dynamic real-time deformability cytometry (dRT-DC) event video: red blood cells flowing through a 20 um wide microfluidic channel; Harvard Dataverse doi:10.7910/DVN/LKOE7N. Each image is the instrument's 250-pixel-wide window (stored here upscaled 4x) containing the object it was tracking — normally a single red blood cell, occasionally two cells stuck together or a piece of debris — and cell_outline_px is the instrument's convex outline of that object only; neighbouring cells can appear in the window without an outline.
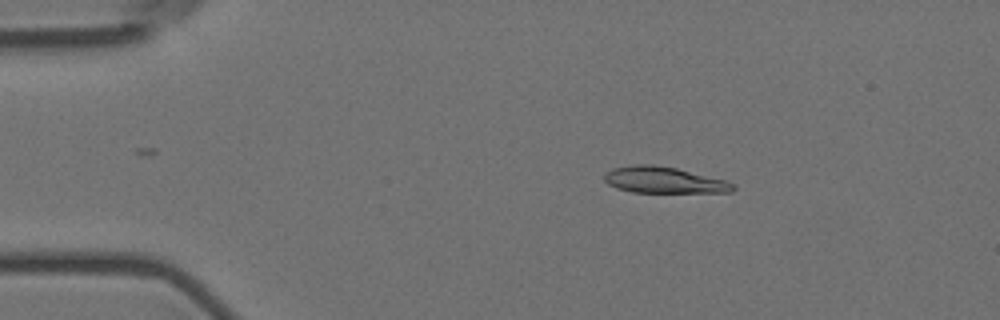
{"species": "Egyptian fruit bat (a non-hibernating species)", "species_latin": "Rousettus aegyptiacus", "temperature_condition": "room temperature", "stored_images_in_passage": 29, "camera_frame_rate_fps": 3000, "um_per_image_px": 0.085, "animal": {"sex": "female"}, "frame": {"image": 1, "passage_image": 9, "time_ms": 2.667, "image_size_px": [1000, 320], "cell_outline_px": [[736, 188], [732, 192], [632, 192], [616, 188], [608, 184], [604, 180], [604, 176], [612, 168], [636, 164], [652, 164], [676, 168], [728, 180], [736, 184]], "centroid_in_image_um": [56.47, 15.3], "position_along_channel_um": 28.5, "area_um2": 19.83}}
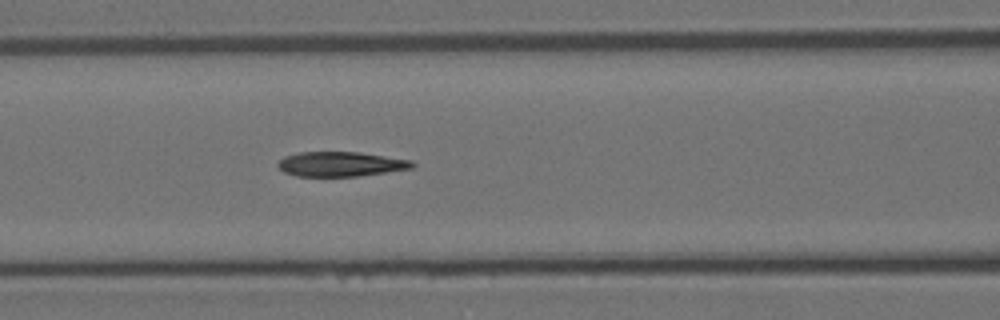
{"frame": {"image": 2, "passage_image": 23, "time_ms": 7.333, "image_size_px": [1000, 320], "cell_outline_px": [[416, 164], [412, 168], [356, 176], [296, 176], [284, 172], [276, 164], [284, 156], [300, 152], [360, 152], [412, 160]], "centroid_in_image_um": [28.95, 13.94], "position_along_channel_um": 137.7, "area_um2": 19.25}}
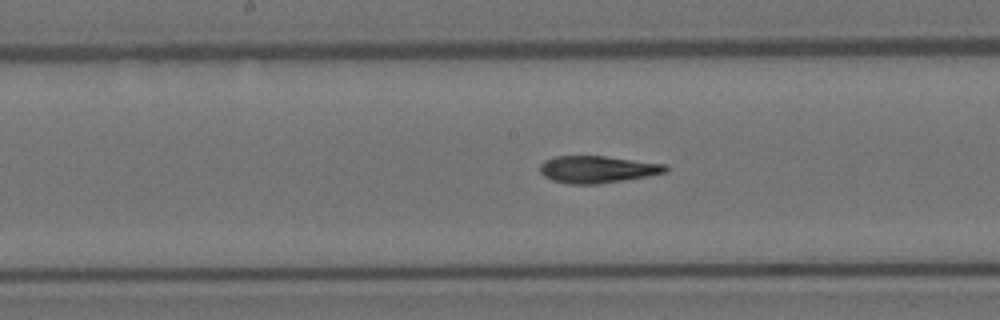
{"frame": {"image": 3, "passage_image": 28, "time_ms": 9.0, "image_size_px": [1000, 320], "cell_outline_px": [[668, 172], [648, 176], [600, 184], [568, 184], [552, 180], [544, 176], [540, 172], [540, 164], [544, 160], [556, 156], [604, 156], [668, 164]], "centroid_in_image_um": [50.8, 14.4], "position_along_channel_um": 197.4, "area_um2": 20.0}}